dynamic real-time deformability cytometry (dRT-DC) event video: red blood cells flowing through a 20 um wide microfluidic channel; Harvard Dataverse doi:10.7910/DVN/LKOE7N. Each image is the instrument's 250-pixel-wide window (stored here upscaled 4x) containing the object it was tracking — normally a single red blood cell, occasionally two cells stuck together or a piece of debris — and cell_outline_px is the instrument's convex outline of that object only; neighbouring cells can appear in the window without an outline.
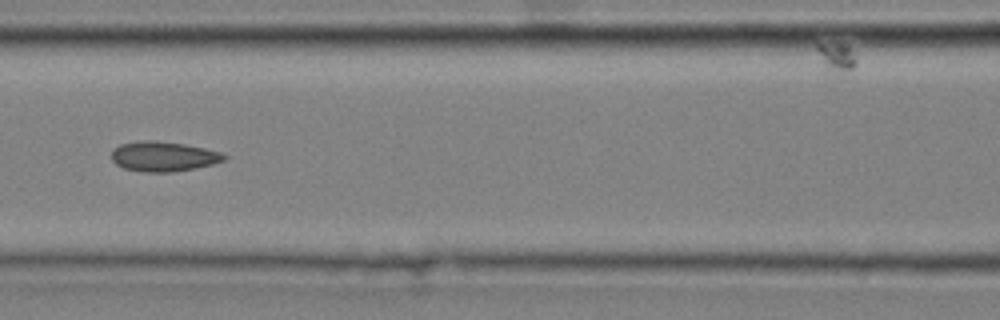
{"species": "common noctule bat (a hibernating species)", "species_latin": "Nyctalus noctula", "temperature_condition": "cold", "stored_images_in_passage": 9, "camera_frame_rate_fps": 3000, "um_per_image_px": 0.085, "animal": {"sex": "male", "body_mass_g": 20.4}, "frame": {"image": 1, "passage_image": 6, "time_ms": 1.667, "image_size_px": [1000, 320], "cell_outline_px": [[228, 156], [224, 160], [212, 164], [196, 168], [172, 172], [144, 172], [124, 168], [116, 164], [112, 160], [112, 152], [120, 144], [140, 140], [156, 140], [184, 144], [204, 148], [220, 152]], "centroid_in_image_um": [13.89, 13.29], "position_along_channel_um": 152.7, "area_um2": 19.59}}
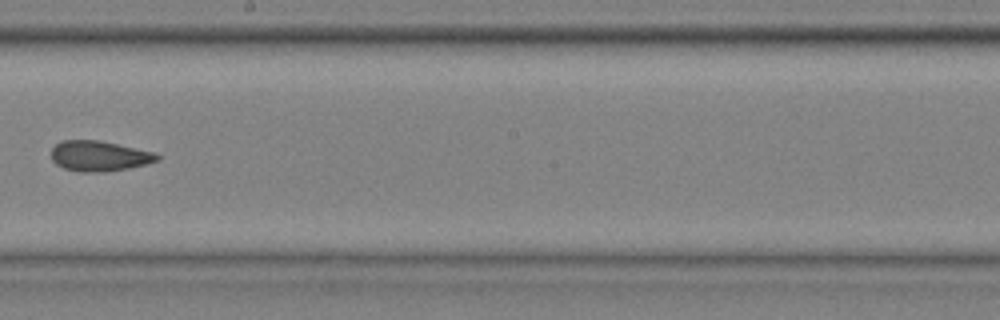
{"frame": {"image": 2, "passage_image": 8, "time_ms": 2.333, "image_size_px": [1000, 320], "cell_outline_px": [[160, 160], [128, 168], [104, 172], [80, 172], [64, 168], [56, 164], [52, 160], [52, 148], [60, 140], [100, 140], [156, 152], [160, 156]], "centroid_in_image_um": [8.44, 13.25], "position_along_channel_um": 239.8, "area_um2": 18.84}}
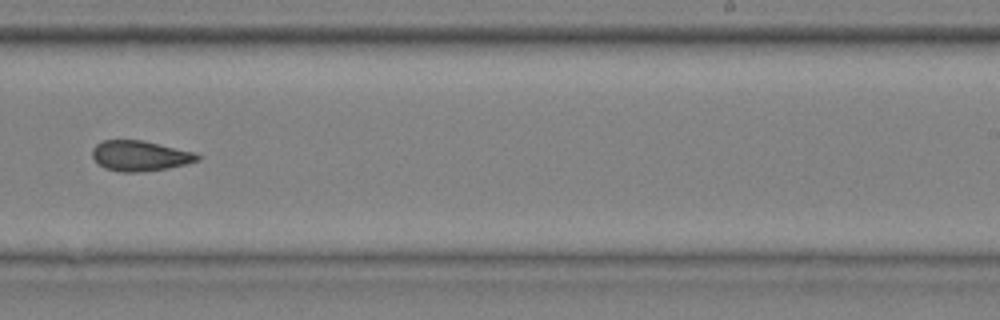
{"frame": {"image": 3, "passage_image": 9, "time_ms": 2.667, "image_size_px": [1000, 320], "cell_outline_px": [[200, 160], [168, 168], [136, 172], [120, 172], [104, 168], [92, 156], [92, 148], [96, 144], [104, 140], [144, 140], [196, 152], [200, 156]], "centroid_in_image_um": [11.91, 13.23], "position_along_channel_um": 277.1, "area_um2": 18.61}}